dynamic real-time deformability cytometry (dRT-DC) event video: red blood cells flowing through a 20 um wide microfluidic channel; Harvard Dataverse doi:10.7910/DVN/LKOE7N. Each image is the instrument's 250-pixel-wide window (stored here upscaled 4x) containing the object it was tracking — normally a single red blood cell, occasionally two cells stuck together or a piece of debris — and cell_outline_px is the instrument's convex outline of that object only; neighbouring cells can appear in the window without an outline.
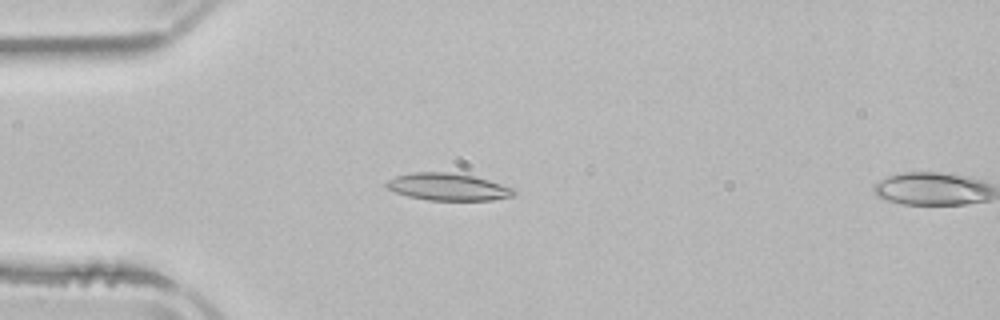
{"species": "common noctule bat (a hibernating species)", "species_latin": "Nyctalus noctula", "temperature_condition": "room temperature", "stored_images_in_passage": 5, "segment_of_instrument_passage": [1, 2], "camera_frame_rate_fps": 3000, "um_per_image_px": 0.085, "animal": {"sex": "male", "body_mass_g": 21.5, "forearm_length_mm": 52.0}, "frame": {"image": 1, "passage_image": 4, "time_ms": 4.333, "image_size_px": [1000, 320], "cell_outline_px": [[516, 192], [512, 196], [492, 200], [428, 200], [408, 196], [396, 192], [388, 188], [384, 184], [388, 180], [396, 176], [412, 172], [448, 172], [472, 176], [488, 180], [512, 188]], "centroid_in_image_um": [38.04, 15.88], "position_along_channel_um": 47.0, "area_um2": 19.94}}